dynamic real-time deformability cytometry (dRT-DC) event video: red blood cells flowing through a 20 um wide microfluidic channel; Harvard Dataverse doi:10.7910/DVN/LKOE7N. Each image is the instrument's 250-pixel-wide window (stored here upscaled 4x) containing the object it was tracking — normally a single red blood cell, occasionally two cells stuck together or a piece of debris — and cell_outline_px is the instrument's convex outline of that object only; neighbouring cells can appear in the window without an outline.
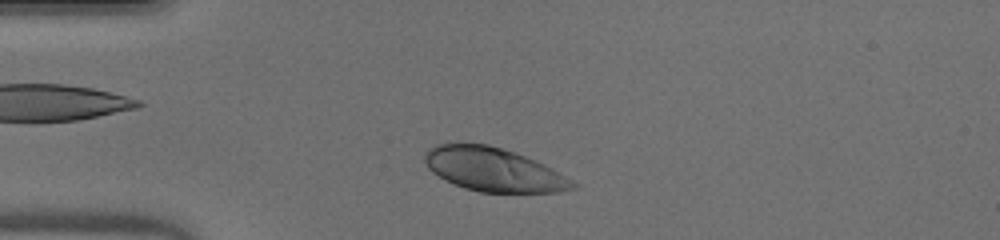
{"species": "human", "species_latin": "Homo sapiens", "temperature_condition": "warm", "stored_images_in_passage": 36, "camera_frame_rate_fps": 3000, "um_per_image_px": 0.085, "donor": {"sex": "male"}, "frame": {"image": 1, "passage_image": 4, "time_ms": 1.0, "image_size_px": [1000, 240], "cell_outline_px": [[580, 184], [576, 188], [560, 192], [480, 192], [464, 188], [444, 180], [432, 172], [428, 168], [424, 160], [424, 152], [428, 148], [436, 144], [488, 144], [524, 156], [544, 164], [552, 168]], "centroid_in_image_um": [41.95, 14.43], "position_along_channel_um": 43.0, "area_um2": 37.57}}
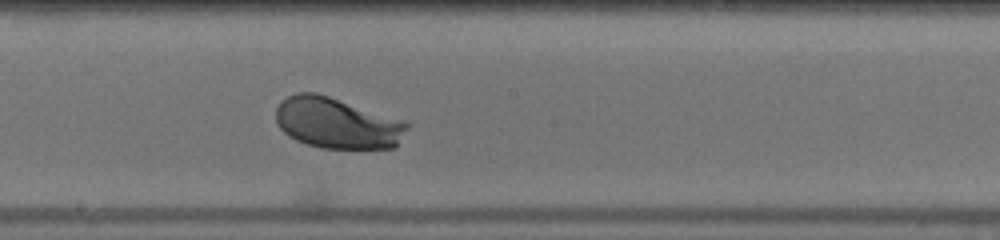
{"frame": {"image": 2, "passage_image": 19, "time_ms": 6.0, "image_size_px": [1000, 240], "cell_outline_px": [[408, 128], [396, 148], [320, 148], [296, 140], [288, 136], [280, 128], [276, 120], [276, 108], [280, 100], [296, 92], [316, 92], [408, 120]], "centroid_in_image_um": [28.68, 10.45], "position_along_channel_um": 219.5, "area_um2": 39.54}}
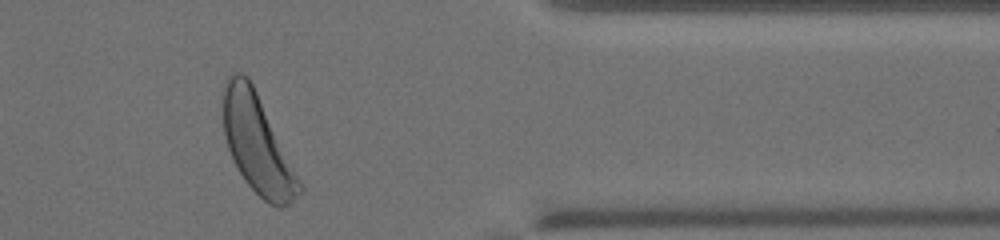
{"frame": {"image": 3, "passage_image": 33, "time_ms": 10.667, "image_size_px": [1000, 240], "cell_outline_px": [[304, 192], [288, 204], [280, 208], [276, 208], [268, 204], [244, 180], [232, 160], [224, 136], [220, 96], [220, 92], [224, 80], [232, 72], [244, 72], [248, 76], [304, 184]], "centroid_in_image_um": [21.85, 12.21], "position_along_channel_um": 389.5, "area_um2": 44.8}, "authors_computed_cell_mechanics": {"area_um2": 39.1306, "velocity_mm_per_s": 4.0384, "shape_relaxation_time_tau1_ms": 1.334, "shape_relaxation_time_tau2_ms": null, "deformation_change_tau1": 0.1213, "deformation_change_tau2": null}}